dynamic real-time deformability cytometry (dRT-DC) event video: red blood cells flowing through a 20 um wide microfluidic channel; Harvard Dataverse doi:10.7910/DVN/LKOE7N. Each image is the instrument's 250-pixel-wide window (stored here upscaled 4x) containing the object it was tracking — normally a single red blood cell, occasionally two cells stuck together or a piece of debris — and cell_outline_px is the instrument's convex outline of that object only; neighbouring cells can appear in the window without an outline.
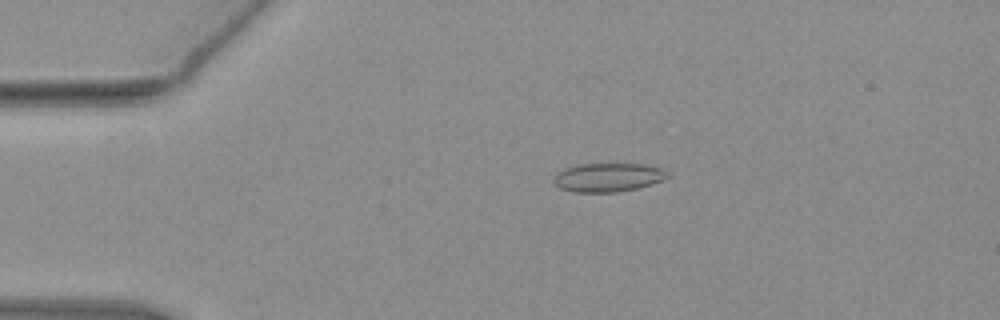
{"species": "common noctule bat (a hibernating species)", "species_latin": "Nyctalus noctula", "temperature_condition": "warm", "stored_images_in_passage": 47, "camera_frame_rate_fps": 3000, "um_per_image_px": 0.085, "animal": {"sex": "female", "body_mass_g": 19.3, "forearm_length_mm": 54.1}, "frame": {"image": 1, "passage_image": 4, "time_ms": 1.0, "image_size_px": [1000, 320], "cell_outline_px": [[672, 176], [664, 180], [652, 184], [636, 188], [616, 192], [576, 192], [560, 188], [552, 180], [564, 168], [580, 164], [644, 164], [660, 168], [668, 172]], "centroid_in_image_um": [51.73, 15.07], "position_along_channel_um": 33.3, "area_um2": 18.96}}
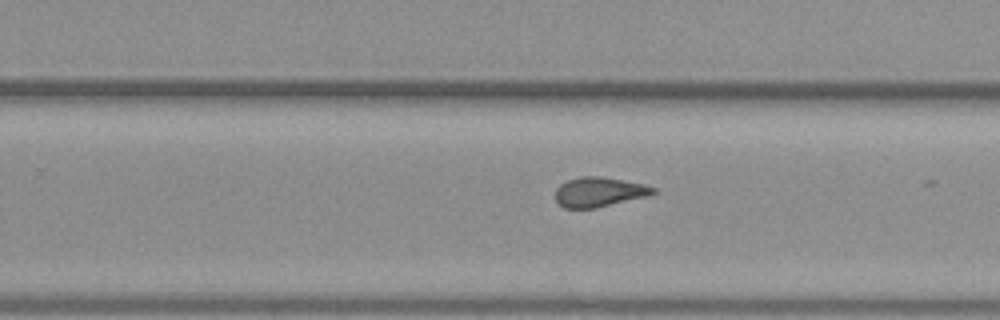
{"frame": {"image": 2, "passage_image": 27, "time_ms": 8.667, "image_size_px": [1000, 320], "cell_outline_px": [[656, 192], [648, 196], [596, 208], [564, 208], [556, 200], [556, 188], [560, 184], [568, 180], [580, 176], [600, 176], [644, 184], [656, 188]], "centroid_in_image_um": [50.93, 16.32], "position_along_channel_um": 278.9, "area_um2": 16.88}}
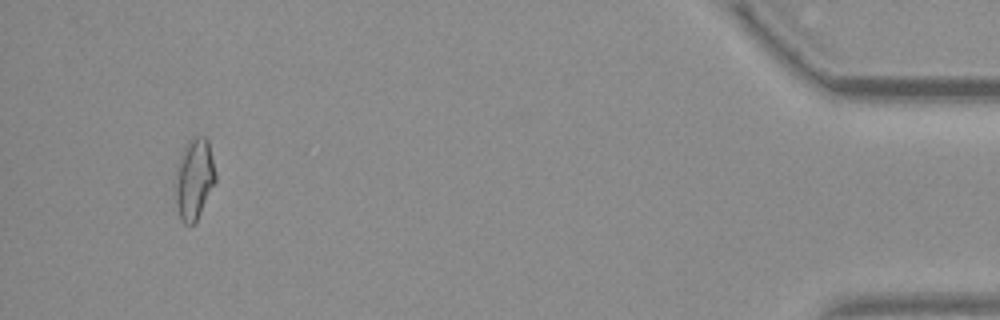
{"frame": {"image": 3, "passage_image": 44, "time_ms": 14.333, "image_size_px": [1000, 320], "cell_outline_px": [[216, 180], [196, 220], [192, 224], [184, 224], [180, 220], [176, 204], [176, 176], [180, 156], [188, 140], [196, 136], [204, 136], [208, 140], [216, 172]], "centroid_in_image_um": [16.51, 15.19], "position_along_channel_um": 418.7, "area_um2": 18.61}, "authors_computed_cell_mechanics": {"area_um2": 17.5712, "velocity_mm_per_s": 3.8167, "shape_relaxation_time_tau1_ms": null, "shape_relaxation_time_tau2_ms": 1.228, "deformation_change_tau1": null, "deformation_change_tau2": 0.0808}}